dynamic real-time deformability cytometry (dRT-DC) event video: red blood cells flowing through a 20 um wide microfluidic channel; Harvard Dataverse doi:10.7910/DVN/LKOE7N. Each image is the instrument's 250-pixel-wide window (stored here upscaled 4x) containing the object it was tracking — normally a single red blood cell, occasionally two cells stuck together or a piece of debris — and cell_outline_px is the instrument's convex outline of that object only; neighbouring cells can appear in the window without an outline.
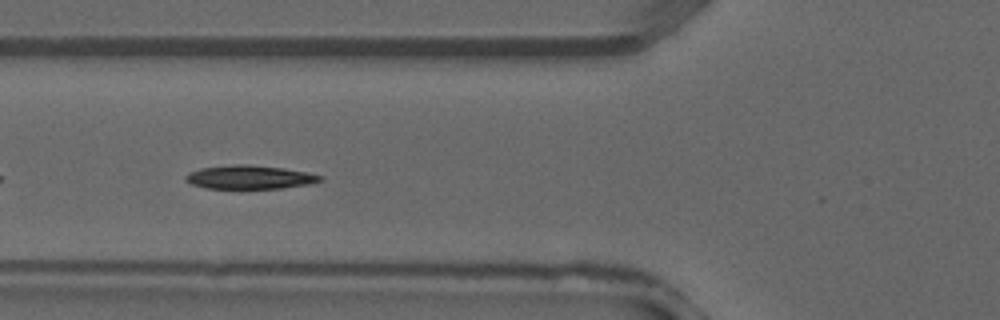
{"species": "common noctule bat (a hibernating species)", "species_latin": "Nyctalus noctula", "temperature_condition": "warm", "stored_images_in_passage": 30, "camera_frame_rate_fps": 3000, "um_per_image_px": 0.085, "animal": {"sex": "male", "forearm_length_mm": 52.5}, "frame": {"image": 1, "passage_image": 13, "time_ms": 4.0, "image_size_px": [1000, 320], "cell_outline_px": [[324, 180], [312, 184], [280, 188], [208, 188], [192, 184], [184, 180], [184, 176], [188, 172], [200, 168], [232, 164], [248, 164], [284, 168], [308, 172], [324, 176]], "centroid_in_image_um": [21.25, 15.05], "position_along_channel_um": 104.5, "area_um2": 18.73}}
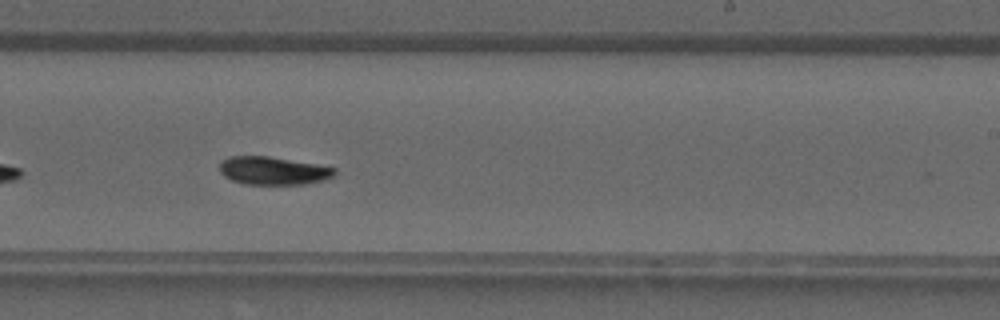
{"frame": {"image": 2, "passage_image": 22, "time_ms": 7.0, "image_size_px": [1000, 320], "cell_outline_px": [[336, 172], [332, 176], [324, 180], [304, 184], [244, 184], [232, 180], [224, 176], [220, 172], [220, 160], [228, 156], [268, 156], [316, 164], [336, 168]], "centroid_in_image_um": [23.18, 14.5], "position_along_channel_um": 265.8, "area_um2": 18.79}}
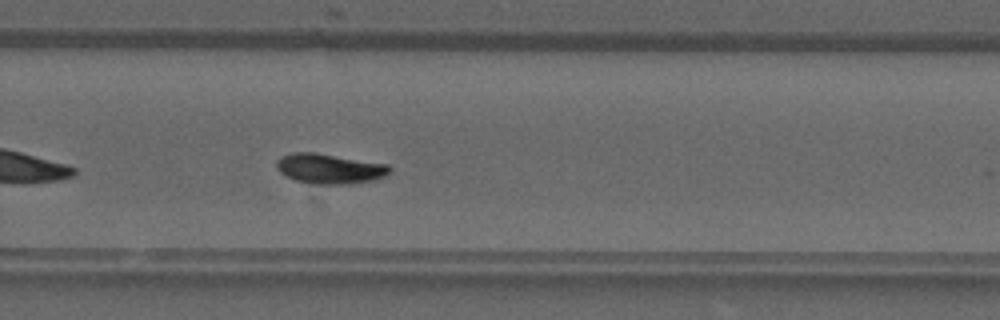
{"frame": {"image": 3, "passage_image": 24, "time_ms": 7.667, "image_size_px": [1000, 320], "cell_outline_px": [[392, 172], [384, 176], [372, 180], [348, 184], [316, 184], [296, 180], [280, 172], [276, 168], [276, 160], [280, 156], [292, 152], [316, 152], [388, 164], [392, 168]], "centroid_in_image_um": [28.02, 14.32], "position_along_channel_um": 301.8, "area_um2": 19.88}}